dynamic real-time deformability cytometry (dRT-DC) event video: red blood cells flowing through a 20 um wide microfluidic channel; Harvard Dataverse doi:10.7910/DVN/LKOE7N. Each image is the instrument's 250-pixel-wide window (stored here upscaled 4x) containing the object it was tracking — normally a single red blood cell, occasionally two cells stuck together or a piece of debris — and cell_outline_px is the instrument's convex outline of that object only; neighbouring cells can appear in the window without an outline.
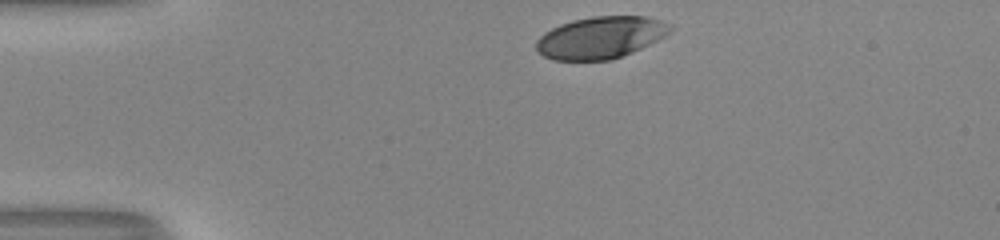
{"species": "human", "species_latin": "Homo sapiens", "temperature_condition": "room temperature", "stored_images_in_passage": 32, "camera_frame_rate_fps": 3000, "um_per_image_px": 0.085, "donor": {"sex": "male"}, "frame": {"image": 1, "passage_image": 1, "time_ms": 0.0, "image_size_px": [1000, 240], "cell_outline_px": [[672, 28], [664, 36], [632, 52], [608, 60], [552, 60], [544, 56], [536, 48], [536, 40], [544, 32], [560, 24], [572, 20], [592, 16], [644, 16], [668, 24]], "centroid_in_image_um": [50.98, 3.19], "position_along_channel_um": 34.0, "area_um2": 32.31}}
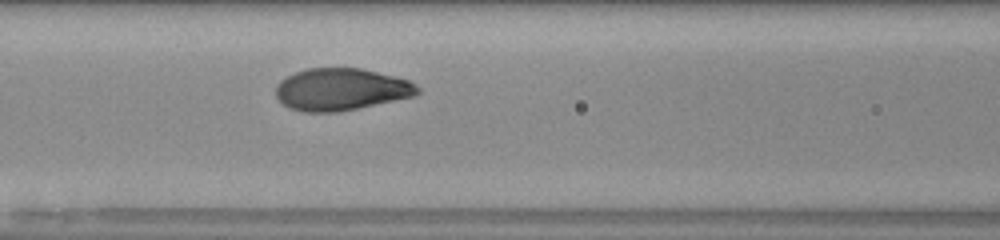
{"frame": {"image": 2, "passage_image": 13, "time_ms": 4.0, "image_size_px": [1000, 240], "cell_outline_px": [[420, 92], [416, 96], [336, 112], [304, 112], [288, 108], [276, 96], [276, 84], [280, 80], [296, 72], [308, 68], [360, 68], [408, 80], [416, 84], [420, 88]], "centroid_in_image_um": [28.98, 7.6], "position_along_channel_um": 137.6, "area_um2": 34.62}}
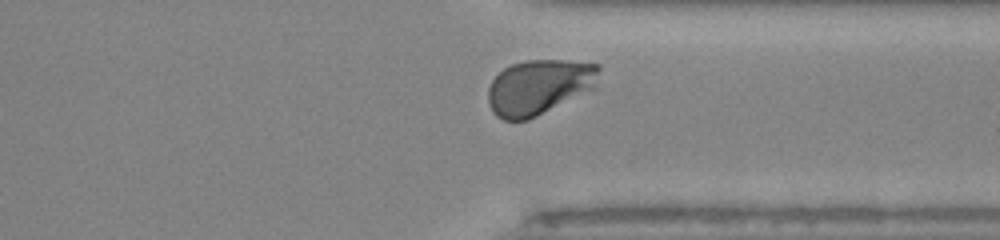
{"frame": {"image": 3, "passage_image": 30, "time_ms": 9.667, "image_size_px": [1000, 240], "cell_outline_px": [[600, 68], [596, 88], [528, 120], [504, 120], [496, 116], [492, 112], [488, 104], [488, 88], [492, 80], [504, 68], [512, 64], [528, 60], [568, 60], [600, 64]], "centroid_in_image_um": [45.83, 7.39], "position_along_channel_um": 365.6, "area_um2": 35.89}, "authors_computed_cell_mechanics": {"area_um2": 34.8823, "velocity_mm_per_s": 4.0232, "shape_relaxation_time_tau1_ms": 2.1815, "shape_relaxation_time_tau2_ms": null, "deformation_change_tau1": 0.1525, "deformation_change_tau2": null}}